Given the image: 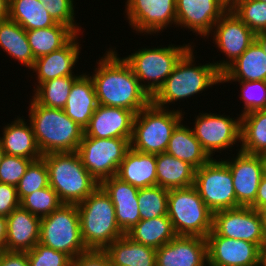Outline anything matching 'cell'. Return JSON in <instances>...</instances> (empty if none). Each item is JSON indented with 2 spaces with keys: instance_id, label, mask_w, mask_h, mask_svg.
Returning <instances> with one entry per match:
<instances>
[{
  "instance_id": "1",
  "label": "cell",
  "mask_w": 266,
  "mask_h": 266,
  "mask_svg": "<svg viewBox=\"0 0 266 266\" xmlns=\"http://www.w3.org/2000/svg\"><path fill=\"white\" fill-rule=\"evenodd\" d=\"M116 48H109L98 60L93 81L99 105L128 109L137 114L152 98L142 88L129 64L119 57Z\"/></svg>"
},
{
  "instance_id": "2",
  "label": "cell",
  "mask_w": 266,
  "mask_h": 266,
  "mask_svg": "<svg viewBox=\"0 0 266 266\" xmlns=\"http://www.w3.org/2000/svg\"><path fill=\"white\" fill-rule=\"evenodd\" d=\"M27 119L42 153L75 152L84 136V129L66 115L63 109L39 105L30 99Z\"/></svg>"
},
{
  "instance_id": "3",
  "label": "cell",
  "mask_w": 266,
  "mask_h": 266,
  "mask_svg": "<svg viewBox=\"0 0 266 266\" xmlns=\"http://www.w3.org/2000/svg\"><path fill=\"white\" fill-rule=\"evenodd\" d=\"M193 48L194 46L181 57L164 85L152 97V102L156 106L169 109L172 103L195 97V94L222 83V75L214 63L196 66Z\"/></svg>"
},
{
  "instance_id": "4",
  "label": "cell",
  "mask_w": 266,
  "mask_h": 266,
  "mask_svg": "<svg viewBox=\"0 0 266 266\" xmlns=\"http://www.w3.org/2000/svg\"><path fill=\"white\" fill-rule=\"evenodd\" d=\"M82 241L87 250L104 251L124 235L117 225L115 207L110 196L98 186L77 204Z\"/></svg>"
},
{
  "instance_id": "5",
  "label": "cell",
  "mask_w": 266,
  "mask_h": 266,
  "mask_svg": "<svg viewBox=\"0 0 266 266\" xmlns=\"http://www.w3.org/2000/svg\"><path fill=\"white\" fill-rule=\"evenodd\" d=\"M42 159L48 169L49 186L63 204L77 205L100 186L76 151L44 154Z\"/></svg>"
},
{
  "instance_id": "6",
  "label": "cell",
  "mask_w": 266,
  "mask_h": 266,
  "mask_svg": "<svg viewBox=\"0 0 266 266\" xmlns=\"http://www.w3.org/2000/svg\"><path fill=\"white\" fill-rule=\"evenodd\" d=\"M185 112L156 106L152 101L135 116L130 148L149 154L164 153Z\"/></svg>"
},
{
  "instance_id": "7",
  "label": "cell",
  "mask_w": 266,
  "mask_h": 266,
  "mask_svg": "<svg viewBox=\"0 0 266 266\" xmlns=\"http://www.w3.org/2000/svg\"><path fill=\"white\" fill-rule=\"evenodd\" d=\"M190 43L167 47L141 48L124 57L142 88L152 98L164 85L181 57L192 47Z\"/></svg>"
},
{
  "instance_id": "8",
  "label": "cell",
  "mask_w": 266,
  "mask_h": 266,
  "mask_svg": "<svg viewBox=\"0 0 266 266\" xmlns=\"http://www.w3.org/2000/svg\"><path fill=\"white\" fill-rule=\"evenodd\" d=\"M167 216L176 235L206 238L212 231L213 212L194 186L169 190Z\"/></svg>"
},
{
  "instance_id": "9",
  "label": "cell",
  "mask_w": 266,
  "mask_h": 266,
  "mask_svg": "<svg viewBox=\"0 0 266 266\" xmlns=\"http://www.w3.org/2000/svg\"><path fill=\"white\" fill-rule=\"evenodd\" d=\"M39 243L75 259L87 252L80 231L76 204H62L40 220Z\"/></svg>"
},
{
  "instance_id": "10",
  "label": "cell",
  "mask_w": 266,
  "mask_h": 266,
  "mask_svg": "<svg viewBox=\"0 0 266 266\" xmlns=\"http://www.w3.org/2000/svg\"><path fill=\"white\" fill-rule=\"evenodd\" d=\"M130 140L83 136L76 152L83 166L100 184L104 179L116 176L119 165L130 148Z\"/></svg>"
},
{
  "instance_id": "11",
  "label": "cell",
  "mask_w": 266,
  "mask_h": 266,
  "mask_svg": "<svg viewBox=\"0 0 266 266\" xmlns=\"http://www.w3.org/2000/svg\"><path fill=\"white\" fill-rule=\"evenodd\" d=\"M222 159L213 158L195 169L194 187L212 212L238 207L232 173Z\"/></svg>"
},
{
  "instance_id": "12",
  "label": "cell",
  "mask_w": 266,
  "mask_h": 266,
  "mask_svg": "<svg viewBox=\"0 0 266 266\" xmlns=\"http://www.w3.org/2000/svg\"><path fill=\"white\" fill-rule=\"evenodd\" d=\"M229 116L210 111L195 116L193 133L212 159L215 152L221 153L241 142V116L236 119Z\"/></svg>"
},
{
  "instance_id": "13",
  "label": "cell",
  "mask_w": 266,
  "mask_h": 266,
  "mask_svg": "<svg viewBox=\"0 0 266 266\" xmlns=\"http://www.w3.org/2000/svg\"><path fill=\"white\" fill-rule=\"evenodd\" d=\"M213 43L217 45L226 60L214 63L222 74L234 61L241 56L255 40V33L245 25L229 8L216 22L212 32ZM228 59V60H227Z\"/></svg>"
},
{
  "instance_id": "14",
  "label": "cell",
  "mask_w": 266,
  "mask_h": 266,
  "mask_svg": "<svg viewBox=\"0 0 266 266\" xmlns=\"http://www.w3.org/2000/svg\"><path fill=\"white\" fill-rule=\"evenodd\" d=\"M212 230L219 236L245 240L264 250L261 217L252 207L240 206L213 212Z\"/></svg>"
},
{
  "instance_id": "15",
  "label": "cell",
  "mask_w": 266,
  "mask_h": 266,
  "mask_svg": "<svg viewBox=\"0 0 266 266\" xmlns=\"http://www.w3.org/2000/svg\"><path fill=\"white\" fill-rule=\"evenodd\" d=\"M125 13L129 26L143 35L176 27V0H126Z\"/></svg>"
},
{
  "instance_id": "16",
  "label": "cell",
  "mask_w": 266,
  "mask_h": 266,
  "mask_svg": "<svg viewBox=\"0 0 266 266\" xmlns=\"http://www.w3.org/2000/svg\"><path fill=\"white\" fill-rule=\"evenodd\" d=\"M208 266H261L262 249L254 243L217 235L206 236Z\"/></svg>"
},
{
  "instance_id": "17",
  "label": "cell",
  "mask_w": 266,
  "mask_h": 266,
  "mask_svg": "<svg viewBox=\"0 0 266 266\" xmlns=\"http://www.w3.org/2000/svg\"><path fill=\"white\" fill-rule=\"evenodd\" d=\"M231 160L224 159L228 165L233 179V185L238 207H250L255 199L263 176L264 155L248 154L238 151Z\"/></svg>"
},
{
  "instance_id": "18",
  "label": "cell",
  "mask_w": 266,
  "mask_h": 266,
  "mask_svg": "<svg viewBox=\"0 0 266 266\" xmlns=\"http://www.w3.org/2000/svg\"><path fill=\"white\" fill-rule=\"evenodd\" d=\"M228 9L221 0H176V28L184 27L208 38Z\"/></svg>"
},
{
  "instance_id": "19",
  "label": "cell",
  "mask_w": 266,
  "mask_h": 266,
  "mask_svg": "<svg viewBox=\"0 0 266 266\" xmlns=\"http://www.w3.org/2000/svg\"><path fill=\"white\" fill-rule=\"evenodd\" d=\"M156 266H208L206 238L176 235L156 249Z\"/></svg>"
},
{
  "instance_id": "20",
  "label": "cell",
  "mask_w": 266,
  "mask_h": 266,
  "mask_svg": "<svg viewBox=\"0 0 266 266\" xmlns=\"http://www.w3.org/2000/svg\"><path fill=\"white\" fill-rule=\"evenodd\" d=\"M135 116L136 114L128 109L98 104L84 129V136L131 139Z\"/></svg>"
},
{
  "instance_id": "21",
  "label": "cell",
  "mask_w": 266,
  "mask_h": 266,
  "mask_svg": "<svg viewBox=\"0 0 266 266\" xmlns=\"http://www.w3.org/2000/svg\"><path fill=\"white\" fill-rule=\"evenodd\" d=\"M81 34H76L64 47L50 54L41 56L34 61L33 67L30 69L36 74V82L34 83L36 87L35 90L41 83L55 79L58 77L65 76H80L75 75L73 69L75 64L78 62L80 55V45L78 42V37Z\"/></svg>"
},
{
  "instance_id": "22",
  "label": "cell",
  "mask_w": 266,
  "mask_h": 266,
  "mask_svg": "<svg viewBox=\"0 0 266 266\" xmlns=\"http://www.w3.org/2000/svg\"><path fill=\"white\" fill-rule=\"evenodd\" d=\"M100 186L110 196L115 207L117 225L126 234L140 221L139 188L120 180L116 176L104 179Z\"/></svg>"
},
{
  "instance_id": "23",
  "label": "cell",
  "mask_w": 266,
  "mask_h": 266,
  "mask_svg": "<svg viewBox=\"0 0 266 266\" xmlns=\"http://www.w3.org/2000/svg\"><path fill=\"white\" fill-rule=\"evenodd\" d=\"M6 251L26 252L39 242L40 220L23 207L7 217Z\"/></svg>"
},
{
  "instance_id": "24",
  "label": "cell",
  "mask_w": 266,
  "mask_h": 266,
  "mask_svg": "<svg viewBox=\"0 0 266 266\" xmlns=\"http://www.w3.org/2000/svg\"><path fill=\"white\" fill-rule=\"evenodd\" d=\"M0 142L7 155L25 157L32 161L42 158L30 123L17 116L14 121L2 129Z\"/></svg>"
},
{
  "instance_id": "25",
  "label": "cell",
  "mask_w": 266,
  "mask_h": 266,
  "mask_svg": "<svg viewBox=\"0 0 266 266\" xmlns=\"http://www.w3.org/2000/svg\"><path fill=\"white\" fill-rule=\"evenodd\" d=\"M97 106V97L90 73L82 72L74 81L63 110L75 123L85 129Z\"/></svg>"
},
{
  "instance_id": "26",
  "label": "cell",
  "mask_w": 266,
  "mask_h": 266,
  "mask_svg": "<svg viewBox=\"0 0 266 266\" xmlns=\"http://www.w3.org/2000/svg\"><path fill=\"white\" fill-rule=\"evenodd\" d=\"M116 177L137 188L157 185L156 154L129 148L119 165Z\"/></svg>"
},
{
  "instance_id": "27",
  "label": "cell",
  "mask_w": 266,
  "mask_h": 266,
  "mask_svg": "<svg viewBox=\"0 0 266 266\" xmlns=\"http://www.w3.org/2000/svg\"><path fill=\"white\" fill-rule=\"evenodd\" d=\"M222 84L236 81H266V54L254 40L222 74Z\"/></svg>"
},
{
  "instance_id": "28",
  "label": "cell",
  "mask_w": 266,
  "mask_h": 266,
  "mask_svg": "<svg viewBox=\"0 0 266 266\" xmlns=\"http://www.w3.org/2000/svg\"><path fill=\"white\" fill-rule=\"evenodd\" d=\"M104 252L112 266H156V249L137 243L126 234L111 243Z\"/></svg>"
},
{
  "instance_id": "29",
  "label": "cell",
  "mask_w": 266,
  "mask_h": 266,
  "mask_svg": "<svg viewBox=\"0 0 266 266\" xmlns=\"http://www.w3.org/2000/svg\"><path fill=\"white\" fill-rule=\"evenodd\" d=\"M166 153L188 162L195 169L200 168L212 158L196 139L192 127L179 123L174 129Z\"/></svg>"
},
{
  "instance_id": "30",
  "label": "cell",
  "mask_w": 266,
  "mask_h": 266,
  "mask_svg": "<svg viewBox=\"0 0 266 266\" xmlns=\"http://www.w3.org/2000/svg\"><path fill=\"white\" fill-rule=\"evenodd\" d=\"M157 185L165 189L194 186L195 168L172 155L156 154Z\"/></svg>"
},
{
  "instance_id": "31",
  "label": "cell",
  "mask_w": 266,
  "mask_h": 266,
  "mask_svg": "<svg viewBox=\"0 0 266 266\" xmlns=\"http://www.w3.org/2000/svg\"><path fill=\"white\" fill-rule=\"evenodd\" d=\"M0 48L28 69L33 67L35 58L26 30L11 19L0 21Z\"/></svg>"
},
{
  "instance_id": "32",
  "label": "cell",
  "mask_w": 266,
  "mask_h": 266,
  "mask_svg": "<svg viewBox=\"0 0 266 266\" xmlns=\"http://www.w3.org/2000/svg\"><path fill=\"white\" fill-rule=\"evenodd\" d=\"M126 235L133 241L158 249L171 241L176 233L170 218L160 216L153 219L140 220Z\"/></svg>"
},
{
  "instance_id": "33",
  "label": "cell",
  "mask_w": 266,
  "mask_h": 266,
  "mask_svg": "<svg viewBox=\"0 0 266 266\" xmlns=\"http://www.w3.org/2000/svg\"><path fill=\"white\" fill-rule=\"evenodd\" d=\"M34 58L50 54L64 47L76 33L68 26L57 23L52 27L26 31Z\"/></svg>"
},
{
  "instance_id": "34",
  "label": "cell",
  "mask_w": 266,
  "mask_h": 266,
  "mask_svg": "<svg viewBox=\"0 0 266 266\" xmlns=\"http://www.w3.org/2000/svg\"><path fill=\"white\" fill-rule=\"evenodd\" d=\"M240 151L266 155V109L241 116Z\"/></svg>"
},
{
  "instance_id": "35",
  "label": "cell",
  "mask_w": 266,
  "mask_h": 266,
  "mask_svg": "<svg viewBox=\"0 0 266 266\" xmlns=\"http://www.w3.org/2000/svg\"><path fill=\"white\" fill-rule=\"evenodd\" d=\"M9 19L17 22L26 31L57 24L40 0H10Z\"/></svg>"
},
{
  "instance_id": "36",
  "label": "cell",
  "mask_w": 266,
  "mask_h": 266,
  "mask_svg": "<svg viewBox=\"0 0 266 266\" xmlns=\"http://www.w3.org/2000/svg\"><path fill=\"white\" fill-rule=\"evenodd\" d=\"M79 76H65L47 80L34 91L32 98L41 106L63 109L74 81Z\"/></svg>"
},
{
  "instance_id": "37",
  "label": "cell",
  "mask_w": 266,
  "mask_h": 266,
  "mask_svg": "<svg viewBox=\"0 0 266 266\" xmlns=\"http://www.w3.org/2000/svg\"><path fill=\"white\" fill-rule=\"evenodd\" d=\"M169 190L158 185L139 188L138 205L140 220L167 215Z\"/></svg>"
},
{
  "instance_id": "38",
  "label": "cell",
  "mask_w": 266,
  "mask_h": 266,
  "mask_svg": "<svg viewBox=\"0 0 266 266\" xmlns=\"http://www.w3.org/2000/svg\"><path fill=\"white\" fill-rule=\"evenodd\" d=\"M230 9L254 33L266 31V2L238 0Z\"/></svg>"
},
{
  "instance_id": "39",
  "label": "cell",
  "mask_w": 266,
  "mask_h": 266,
  "mask_svg": "<svg viewBox=\"0 0 266 266\" xmlns=\"http://www.w3.org/2000/svg\"><path fill=\"white\" fill-rule=\"evenodd\" d=\"M63 203L57 193L50 187L39 189L20 201V206L40 218L50 215Z\"/></svg>"
},
{
  "instance_id": "40",
  "label": "cell",
  "mask_w": 266,
  "mask_h": 266,
  "mask_svg": "<svg viewBox=\"0 0 266 266\" xmlns=\"http://www.w3.org/2000/svg\"><path fill=\"white\" fill-rule=\"evenodd\" d=\"M48 186L49 177L45 161L42 158L32 161L16 185L18 198L21 201L25 196Z\"/></svg>"
},
{
  "instance_id": "41",
  "label": "cell",
  "mask_w": 266,
  "mask_h": 266,
  "mask_svg": "<svg viewBox=\"0 0 266 266\" xmlns=\"http://www.w3.org/2000/svg\"><path fill=\"white\" fill-rule=\"evenodd\" d=\"M240 84L243 110L240 116L256 110L266 109V81H237Z\"/></svg>"
},
{
  "instance_id": "42",
  "label": "cell",
  "mask_w": 266,
  "mask_h": 266,
  "mask_svg": "<svg viewBox=\"0 0 266 266\" xmlns=\"http://www.w3.org/2000/svg\"><path fill=\"white\" fill-rule=\"evenodd\" d=\"M29 266H71L72 258L64 252L37 243L26 251Z\"/></svg>"
},
{
  "instance_id": "43",
  "label": "cell",
  "mask_w": 266,
  "mask_h": 266,
  "mask_svg": "<svg viewBox=\"0 0 266 266\" xmlns=\"http://www.w3.org/2000/svg\"><path fill=\"white\" fill-rule=\"evenodd\" d=\"M49 15L57 22L70 27L76 34L81 33V26L75 21L74 0H40Z\"/></svg>"
},
{
  "instance_id": "44",
  "label": "cell",
  "mask_w": 266,
  "mask_h": 266,
  "mask_svg": "<svg viewBox=\"0 0 266 266\" xmlns=\"http://www.w3.org/2000/svg\"><path fill=\"white\" fill-rule=\"evenodd\" d=\"M31 162L25 157L6 154L0 164V183L16 186Z\"/></svg>"
},
{
  "instance_id": "45",
  "label": "cell",
  "mask_w": 266,
  "mask_h": 266,
  "mask_svg": "<svg viewBox=\"0 0 266 266\" xmlns=\"http://www.w3.org/2000/svg\"><path fill=\"white\" fill-rule=\"evenodd\" d=\"M19 206L16 186L0 183V215L7 217Z\"/></svg>"
},
{
  "instance_id": "46",
  "label": "cell",
  "mask_w": 266,
  "mask_h": 266,
  "mask_svg": "<svg viewBox=\"0 0 266 266\" xmlns=\"http://www.w3.org/2000/svg\"><path fill=\"white\" fill-rule=\"evenodd\" d=\"M71 266H112L104 251L88 250L72 259Z\"/></svg>"
},
{
  "instance_id": "47",
  "label": "cell",
  "mask_w": 266,
  "mask_h": 266,
  "mask_svg": "<svg viewBox=\"0 0 266 266\" xmlns=\"http://www.w3.org/2000/svg\"><path fill=\"white\" fill-rule=\"evenodd\" d=\"M0 266H29L26 252L3 251L0 253Z\"/></svg>"
},
{
  "instance_id": "48",
  "label": "cell",
  "mask_w": 266,
  "mask_h": 266,
  "mask_svg": "<svg viewBox=\"0 0 266 266\" xmlns=\"http://www.w3.org/2000/svg\"><path fill=\"white\" fill-rule=\"evenodd\" d=\"M250 207L256 210L266 208V178L264 176H262L260 180V184L256 194V199Z\"/></svg>"
},
{
  "instance_id": "49",
  "label": "cell",
  "mask_w": 266,
  "mask_h": 266,
  "mask_svg": "<svg viewBox=\"0 0 266 266\" xmlns=\"http://www.w3.org/2000/svg\"><path fill=\"white\" fill-rule=\"evenodd\" d=\"M7 218L0 215V253L6 251Z\"/></svg>"
},
{
  "instance_id": "50",
  "label": "cell",
  "mask_w": 266,
  "mask_h": 266,
  "mask_svg": "<svg viewBox=\"0 0 266 266\" xmlns=\"http://www.w3.org/2000/svg\"><path fill=\"white\" fill-rule=\"evenodd\" d=\"M10 0H0V21L9 19Z\"/></svg>"
},
{
  "instance_id": "51",
  "label": "cell",
  "mask_w": 266,
  "mask_h": 266,
  "mask_svg": "<svg viewBox=\"0 0 266 266\" xmlns=\"http://www.w3.org/2000/svg\"><path fill=\"white\" fill-rule=\"evenodd\" d=\"M255 40L263 48V50L266 54V31H261V32L255 33Z\"/></svg>"
},
{
  "instance_id": "52",
  "label": "cell",
  "mask_w": 266,
  "mask_h": 266,
  "mask_svg": "<svg viewBox=\"0 0 266 266\" xmlns=\"http://www.w3.org/2000/svg\"><path fill=\"white\" fill-rule=\"evenodd\" d=\"M261 222H262V232L264 236V249L266 248V208L258 210Z\"/></svg>"
},
{
  "instance_id": "53",
  "label": "cell",
  "mask_w": 266,
  "mask_h": 266,
  "mask_svg": "<svg viewBox=\"0 0 266 266\" xmlns=\"http://www.w3.org/2000/svg\"><path fill=\"white\" fill-rule=\"evenodd\" d=\"M225 6L231 8L238 0H221Z\"/></svg>"
},
{
  "instance_id": "54",
  "label": "cell",
  "mask_w": 266,
  "mask_h": 266,
  "mask_svg": "<svg viewBox=\"0 0 266 266\" xmlns=\"http://www.w3.org/2000/svg\"><path fill=\"white\" fill-rule=\"evenodd\" d=\"M261 266H266V248L264 250H262Z\"/></svg>"
},
{
  "instance_id": "55",
  "label": "cell",
  "mask_w": 266,
  "mask_h": 266,
  "mask_svg": "<svg viewBox=\"0 0 266 266\" xmlns=\"http://www.w3.org/2000/svg\"><path fill=\"white\" fill-rule=\"evenodd\" d=\"M5 155H6V153L4 152L2 145H1V142H0V164H1Z\"/></svg>"
},
{
  "instance_id": "56",
  "label": "cell",
  "mask_w": 266,
  "mask_h": 266,
  "mask_svg": "<svg viewBox=\"0 0 266 266\" xmlns=\"http://www.w3.org/2000/svg\"><path fill=\"white\" fill-rule=\"evenodd\" d=\"M263 176L266 178V155H264V169H263Z\"/></svg>"
}]
</instances>
